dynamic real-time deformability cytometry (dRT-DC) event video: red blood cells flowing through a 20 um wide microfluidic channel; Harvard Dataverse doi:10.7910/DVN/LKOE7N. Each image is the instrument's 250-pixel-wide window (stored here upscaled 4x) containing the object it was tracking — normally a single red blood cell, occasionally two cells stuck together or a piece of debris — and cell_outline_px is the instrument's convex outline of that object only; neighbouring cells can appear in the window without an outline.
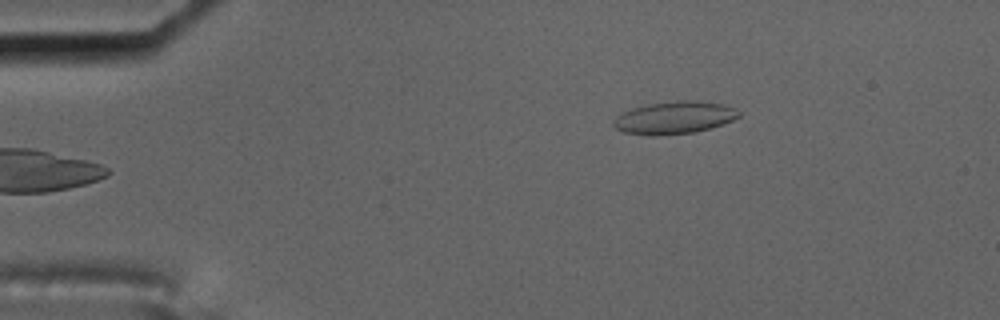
{"species": "common noctule bat (a hibernating species)", "species_latin": "Nyctalus noctula", "temperature_condition": "cold", "stored_images_in_passage": 48, "camera_frame_rate_fps": 3000, "um_per_image_px": 0.085, "animal": {"sex": "male", "body_mass_g": 17.5, "forearm_length_mm": 52.3}, "frame": {"image": 1, "passage_image": 1, "time_ms": 0.0, "image_size_px": [1000, 320], "cell_outline_px": [[740, 116], [724, 124], [712, 128], [696, 132], [652, 136], [624, 132], [616, 128], [612, 124], [616, 116], [632, 108], [652, 104], [680, 100], [696, 100], [720, 104], [732, 108], [740, 112]], "centroid_in_image_um": [57.32, 10.01], "position_along_channel_um": 27.7, "area_um2": 23.52}}
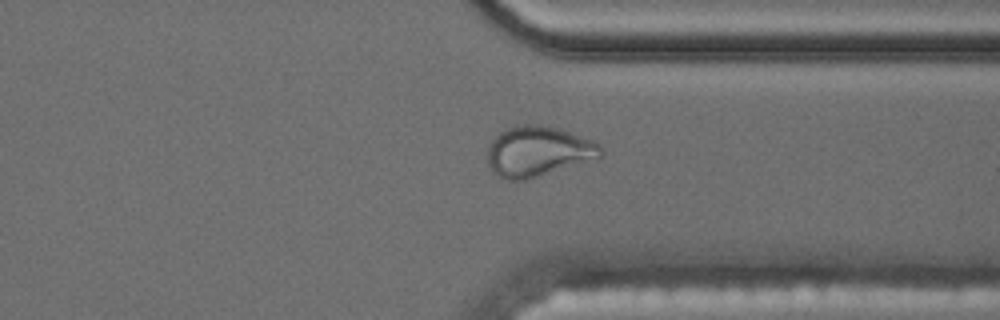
{"frame": {"image": 2, "passage_image": 35, "time_ms": 11.333, "image_size_px": [1000, 320], "cell_outline_px": [[604, 152], [600, 156], [524, 180], [504, 180], [492, 172], [488, 168], [488, 144], [504, 128], [516, 124], [540, 124], [560, 128], [592, 140], [600, 144]], "centroid_in_image_um": [45.67, 12.83], "position_along_channel_um": 365.7, "area_um2": 33.06}, "authors_computed_cell_mechanics": {"area_um2": 23.4379, "velocity_mm_per_s": 3.5196, "shape_relaxation_time_tau1_ms": null, "shape_relaxation_time_tau2_ms": 1.23, "deformation_change_tau1": null, "deformation_change_tau2": 0.0808}}